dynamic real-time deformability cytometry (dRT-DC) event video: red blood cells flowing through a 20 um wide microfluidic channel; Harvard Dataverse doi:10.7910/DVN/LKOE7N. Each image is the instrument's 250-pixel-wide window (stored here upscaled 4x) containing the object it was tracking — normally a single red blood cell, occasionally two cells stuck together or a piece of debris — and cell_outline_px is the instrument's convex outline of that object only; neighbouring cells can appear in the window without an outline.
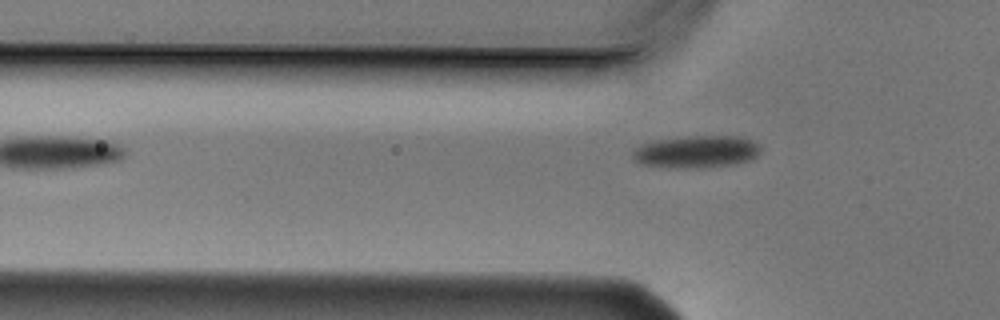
{"species": "Egyptian fruit bat (a non-hibernating species)", "species_latin": "Rousettus aegyptiacus", "temperature_condition": "cold", "stored_images_in_passage": 5, "camera_frame_rate_fps": 3000, "um_per_image_px": 0.085, "animal": {"sex": "male"}, "frame": {"image": 1, "passage_image": 5, "time_ms": 1.333, "image_size_px": [1000, 320], "cell_outline_px": [[760, 152], [752, 160], [736, 164], [696, 168], [676, 168], [640, 164], [632, 160], [632, 152], [640, 144], [656, 140], [688, 136], [740, 136], [752, 140], [760, 144]], "centroid_in_image_um": [59.2, 12.9], "position_along_channel_um": 66.6, "area_um2": 24.39}}